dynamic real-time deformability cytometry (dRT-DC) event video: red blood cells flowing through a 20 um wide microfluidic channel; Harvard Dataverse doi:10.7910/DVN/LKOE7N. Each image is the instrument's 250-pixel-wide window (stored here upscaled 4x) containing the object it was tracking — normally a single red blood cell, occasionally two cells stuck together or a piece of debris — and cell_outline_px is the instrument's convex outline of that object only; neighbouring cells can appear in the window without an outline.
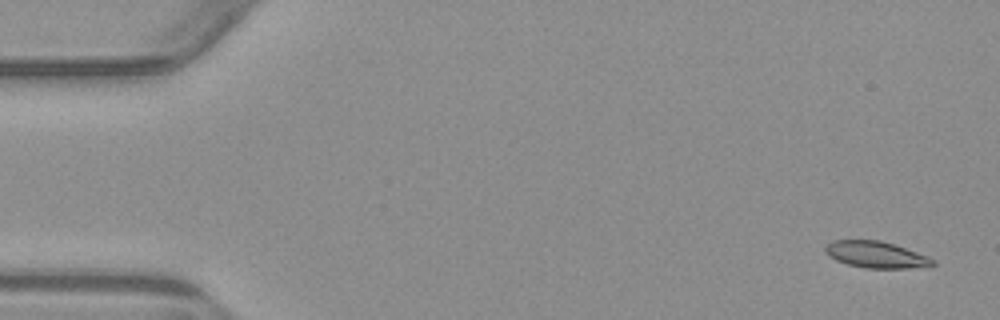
{"species": "common noctule bat (a hibernating species)", "species_latin": "Nyctalus noctula", "temperature_condition": "warm", "stored_images_in_passage": 6, "camera_frame_rate_fps": 3000, "um_per_image_px": 0.085, "animal": {"sex": "male", "body_mass_g": 23.1, "forearm_length_mm": 52.7}, "frame": {"image": 1, "passage_image": 1, "time_ms": 0.0, "image_size_px": [1000, 320], "cell_outline_px": [[936, 264], [908, 268], [864, 268], [848, 264], [836, 260], [828, 256], [824, 252], [824, 248], [832, 240], [880, 240], [928, 256], [936, 260]], "centroid_in_image_um": [74.42, 21.64], "position_along_channel_um": 10.6, "area_um2": 16.47}}
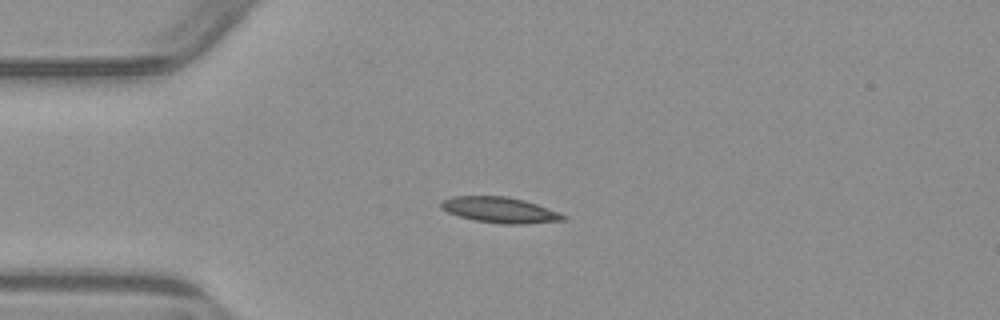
{"frame": {"image": 2, "passage_image": 4, "time_ms": 3.667, "image_size_px": [1000, 320], "cell_outline_px": [[568, 216], [564, 220], [524, 224], [504, 224], [472, 220], [448, 212], [440, 208], [440, 200], [452, 196], [508, 196], [524, 200], [560, 212]], "centroid_in_image_um": [42.48, 17.84], "position_along_channel_um": 42.5, "area_um2": 18.44}}
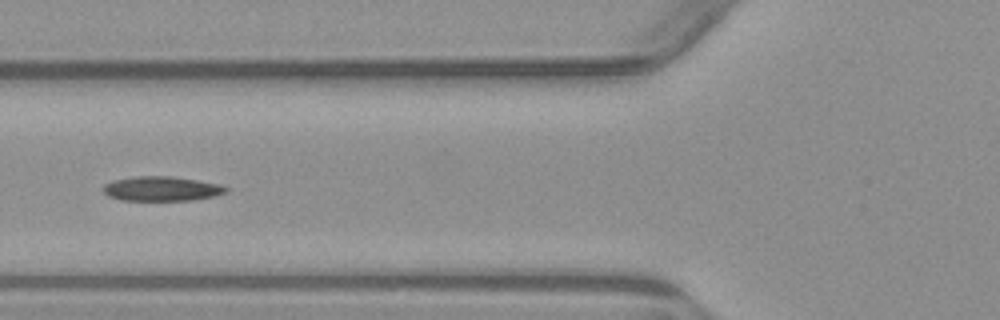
{"frame": {"image": 3, "passage_image": 6, "time_ms": 6.0, "image_size_px": [1000, 320], "cell_outline_px": [[228, 192], [216, 196], [192, 200], [120, 200], [108, 196], [104, 192], [104, 184], [112, 180], [136, 176], [172, 176], [220, 184], [228, 188]], "centroid_in_image_um": [13.75, 16.04], "position_along_channel_um": 112.0, "area_um2": 17.63}}